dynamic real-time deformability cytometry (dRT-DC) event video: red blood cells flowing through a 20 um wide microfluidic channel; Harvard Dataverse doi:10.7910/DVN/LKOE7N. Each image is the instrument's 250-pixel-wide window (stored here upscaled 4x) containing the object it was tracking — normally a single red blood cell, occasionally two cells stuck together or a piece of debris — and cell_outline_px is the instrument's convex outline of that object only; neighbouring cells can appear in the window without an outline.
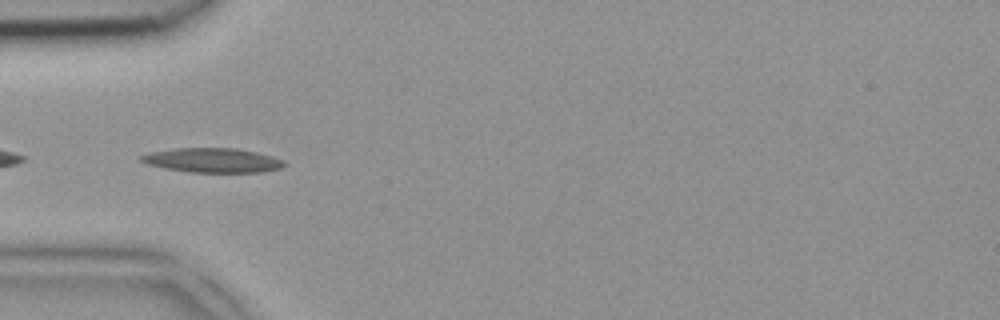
{"species": "common noctule bat (a hibernating species)", "species_latin": "Nyctalus noctula", "temperature_condition": "room temperature", "stored_images_in_passage": 39, "camera_frame_rate_fps": 3000, "um_per_image_px": 0.085, "animal": {"sex": "female", "body_mass_g": 18.4}, "frame": {"image": 1, "passage_image": 7, "time_ms": 2.0, "image_size_px": [1000, 320], "cell_outline_px": [[288, 164], [280, 168], [264, 172], [188, 172], [164, 168], [148, 164], [140, 160], [140, 156], [148, 152], [176, 148], [236, 148], [256, 152], [272, 156], [284, 160]], "centroid_in_image_um": [18.08, 13.62], "position_along_channel_um": 66.9, "area_um2": 20.46}}
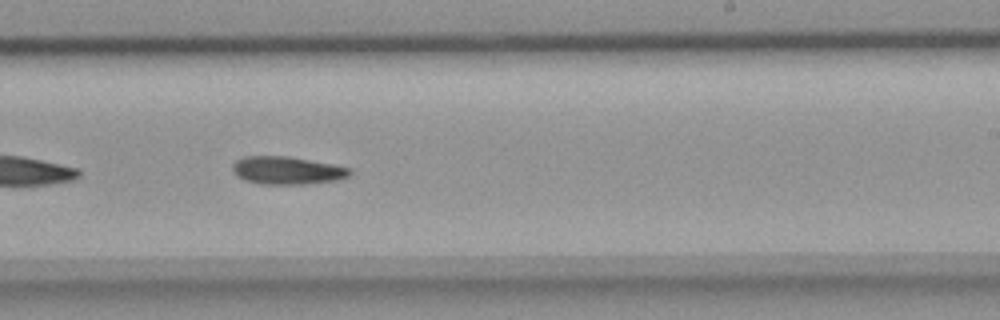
{"frame": {"image": 2, "passage_image": 21, "time_ms": 6.667, "image_size_px": [1000, 320], "cell_outline_px": [[352, 172], [348, 176], [336, 180], [304, 184], [264, 184], [244, 180], [236, 176], [232, 168], [232, 164], [236, 160], [244, 156], [288, 156], [332, 164], [352, 168]], "centroid_in_image_um": [24.38, 14.48], "position_along_channel_um": 264.6, "area_um2": 19.02}}
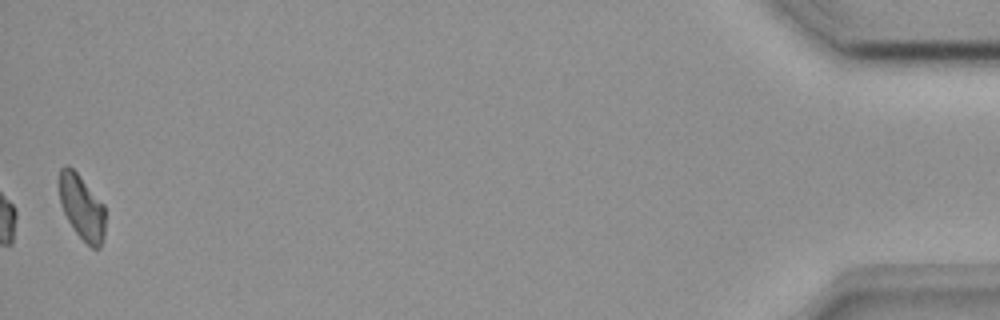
{"frame": {"image": 3, "passage_image": 39, "time_ms": 12.667, "image_size_px": [1000, 320], "cell_outline_px": [[104, 236], [100, 248], [92, 248], [76, 232], [68, 220], [60, 204], [60, 168], [64, 164], [68, 164], [76, 172], [104, 204]], "centroid_in_image_um": [6.96, 17.61], "position_along_channel_um": 428.2, "area_um2": 17.11}}